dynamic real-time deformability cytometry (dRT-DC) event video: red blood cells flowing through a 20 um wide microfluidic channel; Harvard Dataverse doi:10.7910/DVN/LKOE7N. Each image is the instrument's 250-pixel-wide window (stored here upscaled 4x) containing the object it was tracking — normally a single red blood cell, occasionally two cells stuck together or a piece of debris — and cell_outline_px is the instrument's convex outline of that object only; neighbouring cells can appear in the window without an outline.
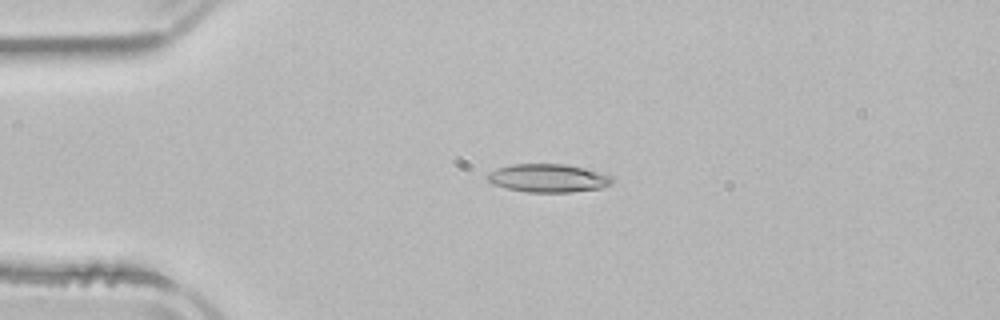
{"species": "common noctule bat (a hibernating species)", "species_latin": "Nyctalus noctula", "temperature_condition": "room temperature", "stored_images_in_passage": 5, "camera_frame_rate_fps": 3000, "um_per_image_px": 0.085, "animal": {"sex": "male", "body_mass_g": 21.5, "forearm_length_mm": 52.0}, "frame": {"image": 1, "passage_image": 2, "time_ms": 1.333, "image_size_px": [1000, 320], "cell_outline_px": [[612, 184], [600, 188], [572, 192], [528, 192], [508, 188], [492, 184], [484, 176], [488, 172], [496, 168], [512, 164], [564, 164], [584, 168], [600, 172], [612, 176]], "centroid_in_image_um": [46.56, 15.13], "position_along_channel_um": 38.4, "area_um2": 20.58}}
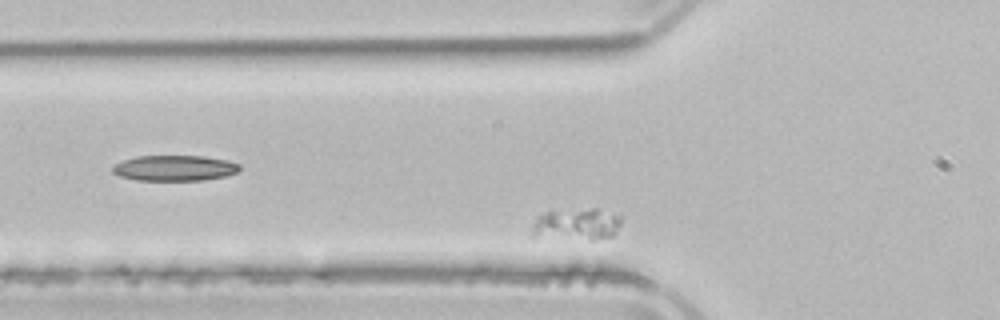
{"frame": {"image": 2, "passage_image": 4, "time_ms": 4.0, "image_size_px": [1000, 320], "cell_outline_px": [[620, 224], [616, 232], [612, 236], [592, 240], [528, 236], [532, 224], [536, 216], [548, 208], [596, 208], [620, 216]], "centroid_in_image_um": [48.88, 19.02], "position_along_channel_um": 76.9, "area_um2": 17.51}}
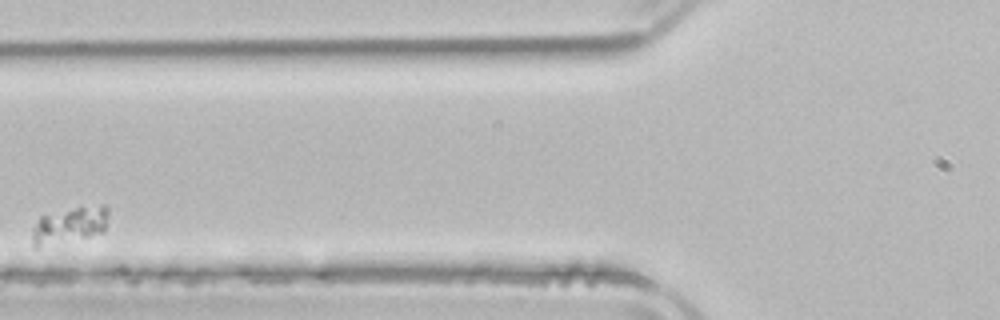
{"frame": {"image": 3, "passage_image": 5, "time_ms": 5.333, "image_size_px": [1000, 320], "cell_outline_px": [[108, 216], [104, 228], [100, 232], [88, 236], [36, 248], [32, 244], [32, 228], [40, 216], [76, 208], [100, 204], [104, 204], [108, 208]], "centroid_in_image_um": [5.88, 19.13], "position_along_channel_um": 119.9, "area_um2": 15.84}}